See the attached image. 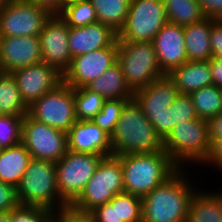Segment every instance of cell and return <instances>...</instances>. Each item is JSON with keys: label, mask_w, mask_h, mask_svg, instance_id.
<instances>
[{"label": "cell", "mask_w": 222, "mask_h": 222, "mask_svg": "<svg viewBox=\"0 0 222 222\" xmlns=\"http://www.w3.org/2000/svg\"><path fill=\"white\" fill-rule=\"evenodd\" d=\"M68 150L76 153L112 155L110 136L92 121H76L67 132Z\"/></svg>", "instance_id": "cell-18"}, {"label": "cell", "mask_w": 222, "mask_h": 222, "mask_svg": "<svg viewBox=\"0 0 222 222\" xmlns=\"http://www.w3.org/2000/svg\"><path fill=\"white\" fill-rule=\"evenodd\" d=\"M28 115L41 123L67 133L77 121L73 88L60 84L28 107Z\"/></svg>", "instance_id": "cell-10"}, {"label": "cell", "mask_w": 222, "mask_h": 222, "mask_svg": "<svg viewBox=\"0 0 222 222\" xmlns=\"http://www.w3.org/2000/svg\"><path fill=\"white\" fill-rule=\"evenodd\" d=\"M152 44L164 75L188 62L184 26L167 22L152 40Z\"/></svg>", "instance_id": "cell-17"}, {"label": "cell", "mask_w": 222, "mask_h": 222, "mask_svg": "<svg viewBox=\"0 0 222 222\" xmlns=\"http://www.w3.org/2000/svg\"><path fill=\"white\" fill-rule=\"evenodd\" d=\"M118 40L109 47L78 55L63 73V83L72 88L86 87L117 62Z\"/></svg>", "instance_id": "cell-13"}, {"label": "cell", "mask_w": 222, "mask_h": 222, "mask_svg": "<svg viewBox=\"0 0 222 222\" xmlns=\"http://www.w3.org/2000/svg\"><path fill=\"white\" fill-rule=\"evenodd\" d=\"M210 44L213 57L222 60V20L210 19Z\"/></svg>", "instance_id": "cell-40"}, {"label": "cell", "mask_w": 222, "mask_h": 222, "mask_svg": "<svg viewBox=\"0 0 222 222\" xmlns=\"http://www.w3.org/2000/svg\"><path fill=\"white\" fill-rule=\"evenodd\" d=\"M0 222H11L10 211L9 212H0Z\"/></svg>", "instance_id": "cell-49"}, {"label": "cell", "mask_w": 222, "mask_h": 222, "mask_svg": "<svg viewBox=\"0 0 222 222\" xmlns=\"http://www.w3.org/2000/svg\"><path fill=\"white\" fill-rule=\"evenodd\" d=\"M210 142L215 138H222V112L208 120Z\"/></svg>", "instance_id": "cell-44"}, {"label": "cell", "mask_w": 222, "mask_h": 222, "mask_svg": "<svg viewBox=\"0 0 222 222\" xmlns=\"http://www.w3.org/2000/svg\"><path fill=\"white\" fill-rule=\"evenodd\" d=\"M200 188L191 199L187 222H222V191Z\"/></svg>", "instance_id": "cell-22"}, {"label": "cell", "mask_w": 222, "mask_h": 222, "mask_svg": "<svg viewBox=\"0 0 222 222\" xmlns=\"http://www.w3.org/2000/svg\"><path fill=\"white\" fill-rule=\"evenodd\" d=\"M168 110L171 117V130L181 122L198 118L192 98L187 94H179Z\"/></svg>", "instance_id": "cell-35"}, {"label": "cell", "mask_w": 222, "mask_h": 222, "mask_svg": "<svg viewBox=\"0 0 222 222\" xmlns=\"http://www.w3.org/2000/svg\"><path fill=\"white\" fill-rule=\"evenodd\" d=\"M24 103L29 107L63 83V73L55 66L40 62L12 73Z\"/></svg>", "instance_id": "cell-14"}, {"label": "cell", "mask_w": 222, "mask_h": 222, "mask_svg": "<svg viewBox=\"0 0 222 222\" xmlns=\"http://www.w3.org/2000/svg\"><path fill=\"white\" fill-rule=\"evenodd\" d=\"M118 157L122 165L124 192L141 198L179 169L164 150Z\"/></svg>", "instance_id": "cell-3"}, {"label": "cell", "mask_w": 222, "mask_h": 222, "mask_svg": "<svg viewBox=\"0 0 222 222\" xmlns=\"http://www.w3.org/2000/svg\"><path fill=\"white\" fill-rule=\"evenodd\" d=\"M168 22L189 25L206 18L196 0H163Z\"/></svg>", "instance_id": "cell-28"}, {"label": "cell", "mask_w": 222, "mask_h": 222, "mask_svg": "<svg viewBox=\"0 0 222 222\" xmlns=\"http://www.w3.org/2000/svg\"><path fill=\"white\" fill-rule=\"evenodd\" d=\"M24 117L0 115V147L2 149L22 142V122Z\"/></svg>", "instance_id": "cell-33"}, {"label": "cell", "mask_w": 222, "mask_h": 222, "mask_svg": "<svg viewBox=\"0 0 222 222\" xmlns=\"http://www.w3.org/2000/svg\"><path fill=\"white\" fill-rule=\"evenodd\" d=\"M184 39L188 61H209L213 57L209 18L185 25Z\"/></svg>", "instance_id": "cell-23"}, {"label": "cell", "mask_w": 222, "mask_h": 222, "mask_svg": "<svg viewBox=\"0 0 222 222\" xmlns=\"http://www.w3.org/2000/svg\"><path fill=\"white\" fill-rule=\"evenodd\" d=\"M21 205L40 206L58 213L69 207L61 198L57 187L56 163L31 159L17 187Z\"/></svg>", "instance_id": "cell-4"}, {"label": "cell", "mask_w": 222, "mask_h": 222, "mask_svg": "<svg viewBox=\"0 0 222 222\" xmlns=\"http://www.w3.org/2000/svg\"><path fill=\"white\" fill-rule=\"evenodd\" d=\"M129 100L131 99L105 100L101 111L92 119V122L111 136L121 116L122 109Z\"/></svg>", "instance_id": "cell-32"}, {"label": "cell", "mask_w": 222, "mask_h": 222, "mask_svg": "<svg viewBox=\"0 0 222 222\" xmlns=\"http://www.w3.org/2000/svg\"><path fill=\"white\" fill-rule=\"evenodd\" d=\"M58 15L68 27H81L98 22L95 8L89 0L71 4L62 9Z\"/></svg>", "instance_id": "cell-31"}, {"label": "cell", "mask_w": 222, "mask_h": 222, "mask_svg": "<svg viewBox=\"0 0 222 222\" xmlns=\"http://www.w3.org/2000/svg\"><path fill=\"white\" fill-rule=\"evenodd\" d=\"M198 118L209 120L222 112L221 89L214 84L190 94Z\"/></svg>", "instance_id": "cell-29"}, {"label": "cell", "mask_w": 222, "mask_h": 222, "mask_svg": "<svg viewBox=\"0 0 222 222\" xmlns=\"http://www.w3.org/2000/svg\"><path fill=\"white\" fill-rule=\"evenodd\" d=\"M122 192L124 180L120 158L115 155L106 156L98 164L79 197L69 207L80 213H89Z\"/></svg>", "instance_id": "cell-6"}, {"label": "cell", "mask_w": 222, "mask_h": 222, "mask_svg": "<svg viewBox=\"0 0 222 222\" xmlns=\"http://www.w3.org/2000/svg\"><path fill=\"white\" fill-rule=\"evenodd\" d=\"M31 159V154L22 142L2 149L0 153V181L17 188Z\"/></svg>", "instance_id": "cell-24"}, {"label": "cell", "mask_w": 222, "mask_h": 222, "mask_svg": "<svg viewBox=\"0 0 222 222\" xmlns=\"http://www.w3.org/2000/svg\"><path fill=\"white\" fill-rule=\"evenodd\" d=\"M78 121H92L101 111L105 99L87 87L73 88Z\"/></svg>", "instance_id": "cell-30"}, {"label": "cell", "mask_w": 222, "mask_h": 222, "mask_svg": "<svg viewBox=\"0 0 222 222\" xmlns=\"http://www.w3.org/2000/svg\"><path fill=\"white\" fill-rule=\"evenodd\" d=\"M179 94L174 82L168 75H164L135 91L133 98L142 108L145 116H162Z\"/></svg>", "instance_id": "cell-19"}, {"label": "cell", "mask_w": 222, "mask_h": 222, "mask_svg": "<svg viewBox=\"0 0 222 222\" xmlns=\"http://www.w3.org/2000/svg\"><path fill=\"white\" fill-rule=\"evenodd\" d=\"M204 16L213 20H222V0H196Z\"/></svg>", "instance_id": "cell-42"}, {"label": "cell", "mask_w": 222, "mask_h": 222, "mask_svg": "<svg viewBox=\"0 0 222 222\" xmlns=\"http://www.w3.org/2000/svg\"><path fill=\"white\" fill-rule=\"evenodd\" d=\"M155 128L156 133L163 140L171 131V117L168 108L162 116H146Z\"/></svg>", "instance_id": "cell-41"}, {"label": "cell", "mask_w": 222, "mask_h": 222, "mask_svg": "<svg viewBox=\"0 0 222 222\" xmlns=\"http://www.w3.org/2000/svg\"><path fill=\"white\" fill-rule=\"evenodd\" d=\"M53 14L28 0H17L0 7V35L39 36Z\"/></svg>", "instance_id": "cell-11"}, {"label": "cell", "mask_w": 222, "mask_h": 222, "mask_svg": "<svg viewBox=\"0 0 222 222\" xmlns=\"http://www.w3.org/2000/svg\"><path fill=\"white\" fill-rule=\"evenodd\" d=\"M191 171L190 168H179L142 197L141 222H187L191 199L199 188L194 184Z\"/></svg>", "instance_id": "cell-1"}, {"label": "cell", "mask_w": 222, "mask_h": 222, "mask_svg": "<svg viewBox=\"0 0 222 222\" xmlns=\"http://www.w3.org/2000/svg\"><path fill=\"white\" fill-rule=\"evenodd\" d=\"M142 198L131 193L117 194L118 222H141Z\"/></svg>", "instance_id": "cell-34"}, {"label": "cell", "mask_w": 222, "mask_h": 222, "mask_svg": "<svg viewBox=\"0 0 222 222\" xmlns=\"http://www.w3.org/2000/svg\"><path fill=\"white\" fill-rule=\"evenodd\" d=\"M52 212L40 206L19 205L10 210L11 222H44Z\"/></svg>", "instance_id": "cell-36"}, {"label": "cell", "mask_w": 222, "mask_h": 222, "mask_svg": "<svg viewBox=\"0 0 222 222\" xmlns=\"http://www.w3.org/2000/svg\"><path fill=\"white\" fill-rule=\"evenodd\" d=\"M102 158V155L68 150L56 163L58 191L68 206L79 197Z\"/></svg>", "instance_id": "cell-8"}, {"label": "cell", "mask_w": 222, "mask_h": 222, "mask_svg": "<svg viewBox=\"0 0 222 222\" xmlns=\"http://www.w3.org/2000/svg\"><path fill=\"white\" fill-rule=\"evenodd\" d=\"M212 81L215 86L222 88V60L212 57L209 60Z\"/></svg>", "instance_id": "cell-45"}, {"label": "cell", "mask_w": 222, "mask_h": 222, "mask_svg": "<svg viewBox=\"0 0 222 222\" xmlns=\"http://www.w3.org/2000/svg\"><path fill=\"white\" fill-rule=\"evenodd\" d=\"M100 94L105 100L133 99V92L127 86L120 64L116 62L107 71L86 86Z\"/></svg>", "instance_id": "cell-25"}, {"label": "cell", "mask_w": 222, "mask_h": 222, "mask_svg": "<svg viewBox=\"0 0 222 222\" xmlns=\"http://www.w3.org/2000/svg\"><path fill=\"white\" fill-rule=\"evenodd\" d=\"M96 11L98 22L109 26L117 34L123 28L131 0H89Z\"/></svg>", "instance_id": "cell-27"}, {"label": "cell", "mask_w": 222, "mask_h": 222, "mask_svg": "<svg viewBox=\"0 0 222 222\" xmlns=\"http://www.w3.org/2000/svg\"><path fill=\"white\" fill-rule=\"evenodd\" d=\"M22 143L31 158L57 163L68 151L67 133L32 119L22 122Z\"/></svg>", "instance_id": "cell-12"}, {"label": "cell", "mask_w": 222, "mask_h": 222, "mask_svg": "<svg viewBox=\"0 0 222 222\" xmlns=\"http://www.w3.org/2000/svg\"><path fill=\"white\" fill-rule=\"evenodd\" d=\"M64 222H95L89 213H80L70 207L62 209L57 213Z\"/></svg>", "instance_id": "cell-43"}, {"label": "cell", "mask_w": 222, "mask_h": 222, "mask_svg": "<svg viewBox=\"0 0 222 222\" xmlns=\"http://www.w3.org/2000/svg\"><path fill=\"white\" fill-rule=\"evenodd\" d=\"M163 148L179 168L201 166L210 150L208 120L179 123L163 139Z\"/></svg>", "instance_id": "cell-5"}, {"label": "cell", "mask_w": 222, "mask_h": 222, "mask_svg": "<svg viewBox=\"0 0 222 222\" xmlns=\"http://www.w3.org/2000/svg\"><path fill=\"white\" fill-rule=\"evenodd\" d=\"M117 39V33L101 22L81 27H70L69 50L72 58L109 47Z\"/></svg>", "instance_id": "cell-20"}, {"label": "cell", "mask_w": 222, "mask_h": 222, "mask_svg": "<svg viewBox=\"0 0 222 222\" xmlns=\"http://www.w3.org/2000/svg\"><path fill=\"white\" fill-rule=\"evenodd\" d=\"M43 62L39 36L1 38L0 72L16 70Z\"/></svg>", "instance_id": "cell-16"}, {"label": "cell", "mask_w": 222, "mask_h": 222, "mask_svg": "<svg viewBox=\"0 0 222 222\" xmlns=\"http://www.w3.org/2000/svg\"><path fill=\"white\" fill-rule=\"evenodd\" d=\"M112 155L148 154L164 150L163 140L156 133L142 108L129 100L110 136Z\"/></svg>", "instance_id": "cell-2"}, {"label": "cell", "mask_w": 222, "mask_h": 222, "mask_svg": "<svg viewBox=\"0 0 222 222\" xmlns=\"http://www.w3.org/2000/svg\"><path fill=\"white\" fill-rule=\"evenodd\" d=\"M1 38H2V37H1V35H0V51H1Z\"/></svg>", "instance_id": "cell-51"}, {"label": "cell", "mask_w": 222, "mask_h": 222, "mask_svg": "<svg viewBox=\"0 0 222 222\" xmlns=\"http://www.w3.org/2000/svg\"><path fill=\"white\" fill-rule=\"evenodd\" d=\"M44 222H64V220L57 213H52Z\"/></svg>", "instance_id": "cell-47"}, {"label": "cell", "mask_w": 222, "mask_h": 222, "mask_svg": "<svg viewBox=\"0 0 222 222\" xmlns=\"http://www.w3.org/2000/svg\"><path fill=\"white\" fill-rule=\"evenodd\" d=\"M117 62L133 93L164 76L152 42L118 41Z\"/></svg>", "instance_id": "cell-7"}, {"label": "cell", "mask_w": 222, "mask_h": 222, "mask_svg": "<svg viewBox=\"0 0 222 222\" xmlns=\"http://www.w3.org/2000/svg\"><path fill=\"white\" fill-rule=\"evenodd\" d=\"M167 22L163 0H131L126 22L117 34V40L152 42Z\"/></svg>", "instance_id": "cell-9"}, {"label": "cell", "mask_w": 222, "mask_h": 222, "mask_svg": "<svg viewBox=\"0 0 222 222\" xmlns=\"http://www.w3.org/2000/svg\"><path fill=\"white\" fill-rule=\"evenodd\" d=\"M168 77L177 86L180 94L190 95L200 88L213 84L209 61H188L176 67Z\"/></svg>", "instance_id": "cell-21"}, {"label": "cell", "mask_w": 222, "mask_h": 222, "mask_svg": "<svg viewBox=\"0 0 222 222\" xmlns=\"http://www.w3.org/2000/svg\"><path fill=\"white\" fill-rule=\"evenodd\" d=\"M14 1H17V0H0V7L4 5H8Z\"/></svg>", "instance_id": "cell-50"}, {"label": "cell", "mask_w": 222, "mask_h": 222, "mask_svg": "<svg viewBox=\"0 0 222 222\" xmlns=\"http://www.w3.org/2000/svg\"><path fill=\"white\" fill-rule=\"evenodd\" d=\"M28 106L24 103L12 73L0 72V115L25 117Z\"/></svg>", "instance_id": "cell-26"}, {"label": "cell", "mask_w": 222, "mask_h": 222, "mask_svg": "<svg viewBox=\"0 0 222 222\" xmlns=\"http://www.w3.org/2000/svg\"><path fill=\"white\" fill-rule=\"evenodd\" d=\"M201 165L203 168L207 165L211 169L222 172V138H215L210 142L208 156Z\"/></svg>", "instance_id": "cell-39"}, {"label": "cell", "mask_w": 222, "mask_h": 222, "mask_svg": "<svg viewBox=\"0 0 222 222\" xmlns=\"http://www.w3.org/2000/svg\"><path fill=\"white\" fill-rule=\"evenodd\" d=\"M34 2L40 7H44L52 14H58L60 12V0H28Z\"/></svg>", "instance_id": "cell-46"}, {"label": "cell", "mask_w": 222, "mask_h": 222, "mask_svg": "<svg viewBox=\"0 0 222 222\" xmlns=\"http://www.w3.org/2000/svg\"><path fill=\"white\" fill-rule=\"evenodd\" d=\"M19 205L17 188L0 181V212H9Z\"/></svg>", "instance_id": "cell-38"}, {"label": "cell", "mask_w": 222, "mask_h": 222, "mask_svg": "<svg viewBox=\"0 0 222 222\" xmlns=\"http://www.w3.org/2000/svg\"><path fill=\"white\" fill-rule=\"evenodd\" d=\"M95 222H118L117 194L104 205H100L89 212Z\"/></svg>", "instance_id": "cell-37"}, {"label": "cell", "mask_w": 222, "mask_h": 222, "mask_svg": "<svg viewBox=\"0 0 222 222\" xmlns=\"http://www.w3.org/2000/svg\"><path fill=\"white\" fill-rule=\"evenodd\" d=\"M80 1H83V0H60V11L67 6L74 4V3H78Z\"/></svg>", "instance_id": "cell-48"}, {"label": "cell", "mask_w": 222, "mask_h": 222, "mask_svg": "<svg viewBox=\"0 0 222 222\" xmlns=\"http://www.w3.org/2000/svg\"><path fill=\"white\" fill-rule=\"evenodd\" d=\"M69 31L70 27L60 16L53 14L39 35L43 62L55 66L61 73L69 67L72 59L68 43Z\"/></svg>", "instance_id": "cell-15"}]
</instances>
